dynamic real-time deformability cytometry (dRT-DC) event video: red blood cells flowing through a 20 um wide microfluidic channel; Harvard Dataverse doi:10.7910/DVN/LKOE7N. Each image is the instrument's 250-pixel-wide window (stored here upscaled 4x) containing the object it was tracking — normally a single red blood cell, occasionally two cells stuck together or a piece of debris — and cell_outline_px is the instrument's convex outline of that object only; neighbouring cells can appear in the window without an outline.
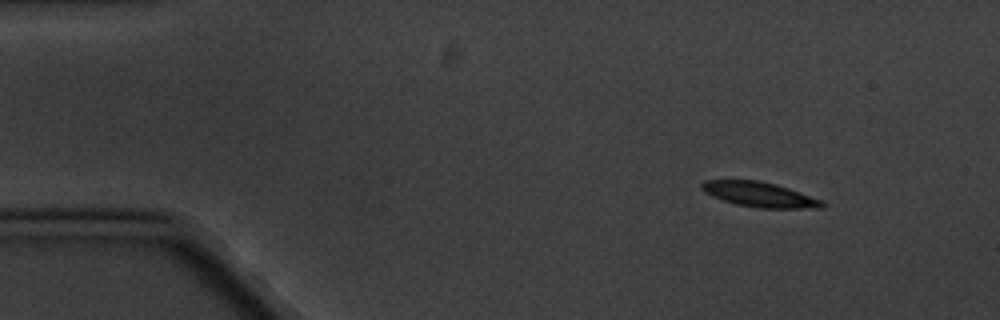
{"species": "common noctule bat (a hibernating species)", "species_latin": "Nyctalus noctula", "temperature_condition": "cold", "stored_images_in_passage": 4, "camera_frame_rate_fps": 3000, "um_per_image_px": 0.085, "animal": {"sex": "male", "body_mass_g": 20.1, "forearm_length_mm": 53.5}, "frame": {"image": 1, "passage_image": 1, "time_ms": 0.0, "image_size_px": [1000, 320], "cell_outline_px": [[824, 208], [760, 208], [736, 204], [712, 196], [704, 192], [700, 188], [700, 184], [704, 180], [760, 180], [776, 184], [824, 200]], "centroid_in_image_um": [64.57, 16.53], "position_along_channel_um": 20.4, "area_um2": 17.57}}
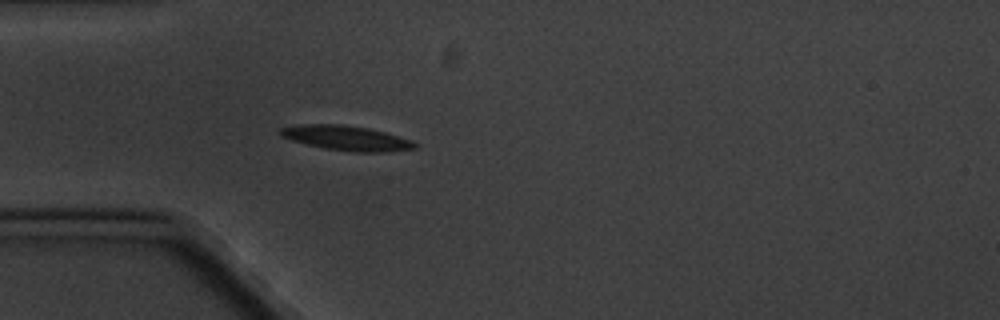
{"frame": {"image": 2, "passage_image": 4, "time_ms": 3.333, "image_size_px": [1000, 320], "cell_outline_px": [[416, 148], [388, 152], [352, 152], [324, 148], [292, 140], [280, 136], [276, 132], [280, 128], [300, 124], [340, 124], [368, 128], [384, 132], [412, 140], [416, 144]], "centroid_in_image_um": [29.42, 11.73], "position_along_channel_um": 55.6, "area_um2": 19.42}}